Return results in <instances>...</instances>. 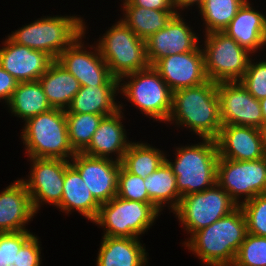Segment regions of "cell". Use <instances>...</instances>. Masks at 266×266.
Returning <instances> with one entry per match:
<instances>
[{
    "instance_id": "obj_1",
    "label": "cell",
    "mask_w": 266,
    "mask_h": 266,
    "mask_svg": "<svg viewBox=\"0 0 266 266\" xmlns=\"http://www.w3.org/2000/svg\"><path fill=\"white\" fill-rule=\"evenodd\" d=\"M186 126L202 139L215 140L222 127L217 83L207 80L173 92L172 110L167 122Z\"/></svg>"
},
{
    "instance_id": "obj_2",
    "label": "cell",
    "mask_w": 266,
    "mask_h": 266,
    "mask_svg": "<svg viewBox=\"0 0 266 266\" xmlns=\"http://www.w3.org/2000/svg\"><path fill=\"white\" fill-rule=\"evenodd\" d=\"M246 234V219L238 206L227 216L190 235L184 245L206 265L224 266L235 261Z\"/></svg>"
},
{
    "instance_id": "obj_3",
    "label": "cell",
    "mask_w": 266,
    "mask_h": 266,
    "mask_svg": "<svg viewBox=\"0 0 266 266\" xmlns=\"http://www.w3.org/2000/svg\"><path fill=\"white\" fill-rule=\"evenodd\" d=\"M202 140V143L176 148L174 162L165 158L176 176L181 197L203 192L217 183L219 155L216 140Z\"/></svg>"
},
{
    "instance_id": "obj_4",
    "label": "cell",
    "mask_w": 266,
    "mask_h": 266,
    "mask_svg": "<svg viewBox=\"0 0 266 266\" xmlns=\"http://www.w3.org/2000/svg\"><path fill=\"white\" fill-rule=\"evenodd\" d=\"M24 125L21 137L29 158L69 161L76 154L69 142L65 110L51 108Z\"/></svg>"
},
{
    "instance_id": "obj_5",
    "label": "cell",
    "mask_w": 266,
    "mask_h": 266,
    "mask_svg": "<svg viewBox=\"0 0 266 266\" xmlns=\"http://www.w3.org/2000/svg\"><path fill=\"white\" fill-rule=\"evenodd\" d=\"M85 22L76 16H53L35 20L8 37L15 43L39 50L57 60L81 35L86 34Z\"/></svg>"
},
{
    "instance_id": "obj_6",
    "label": "cell",
    "mask_w": 266,
    "mask_h": 266,
    "mask_svg": "<svg viewBox=\"0 0 266 266\" xmlns=\"http://www.w3.org/2000/svg\"><path fill=\"white\" fill-rule=\"evenodd\" d=\"M97 46L111 75L118 80L150 66L145 40L140 39L121 19L103 34Z\"/></svg>"
},
{
    "instance_id": "obj_7",
    "label": "cell",
    "mask_w": 266,
    "mask_h": 266,
    "mask_svg": "<svg viewBox=\"0 0 266 266\" xmlns=\"http://www.w3.org/2000/svg\"><path fill=\"white\" fill-rule=\"evenodd\" d=\"M123 78H130V81ZM119 87L123 96L144 115L167 122L172 110L173 92L152 66L123 76L119 79Z\"/></svg>"
},
{
    "instance_id": "obj_8",
    "label": "cell",
    "mask_w": 266,
    "mask_h": 266,
    "mask_svg": "<svg viewBox=\"0 0 266 266\" xmlns=\"http://www.w3.org/2000/svg\"><path fill=\"white\" fill-rule=\"evenodd\" d=\"M151 203L114 197L102 204L93 221L106 231L103 236L139 238L159 215Z\"/></svg>"
},
{
    "instance_id": "obj_9",
    "label": "cell",
    "mask_w": 266,
    "mask_h": 266,
    "mask_svg": "<svg viewBox=\"0 0 266 266\" xmlns=\"http://www.w3.org/2000/svg\"><path fill=\"white\" fill-rule=\"evenodd\" d=\"M204 37L207 79L215 83L240 81L248 68L251 53L225 32L206 33Z\"/></svg>"
},
{
    "instance_id": "obj_10",
    "label": "cell",
    "mask_w": 266,
    "mask_h": 266,
    "mask_svg": "<svg viewBox=\"0 0 266 266\" xmlns=\"http://www.w3.org/2000/svg\"><path fill=\"white\" fill-rule=\"evenodd\" d=\"M238 205L217 183L203 192L181 197L173 214L191 235L234 211Z\"/></svg>"
},
{
    "instance_id": "obj_11",
    "label": "cell",
    "mask_w": 266,
    "mask_h": 266,
    "mask_svg": "<svg viewBox=\"0 0 266 266\" xmlns=\"http://www.w3.org/2000/svg\"><path fill=\"white\" fill-rule=\"evenodd\" d=\"M217 184L238 206L257 195L266 193V157L255 161L219 158ZM241 196L245 198L239 202Z\"/></svg>"
},
{
    "instance_id": "obj_12",
    "label": "cell",
    "mask_w": 266,
    "mask_h": 266,
    "mask_svg": "<svg viewBox=\"0 0 266 266\" xmlns=\"http://www.w3.org/2000/svg\"><path fill=\"white\" fill-rule=\"evenodd\" d=\"M81 35L71 46L67 47L57 58L80 83V86L119 85V80L110 73L108 65L102 58L97 44L94 51H87Z\"/></svg>"
},
{
    "instance_id": "obj_13",
    "label": "cell",
    "mask_w": 266,
    "mask_h": 266,
    "mask_svg": "<svg viewBox=\"0 0 266 266\" xmlns=\"http://www.w3.org/2000/svg\"><path fill=\"white\" fill-rule=\"evenodd\" d=\"M30 176L22 179L30 194L35 212L42 202L58 206L61 203L65 169L70 161L58 158H30Z\"/></svg>"
},
{
    "instance_id": "obj_14",
    "label": "cell",
    "mask_w": 266,
    "mask_h": 266,
    "mask_svg": "<svg viewBox=\"0 0 266 266\" xmlns=\"http://www.w3.org/2000/svg\"><path fill=\"white\" fill-rule=\"evenodd\" d=\"M223 125H243L261 129L264 118L260 101L240 81L217 83Z\"/></svg>"
},
{
    "instance_id": "obj_15",
    "label": "cell",
    "mask_w": 266,
    "mask_h": 266,
    "mask_svg": "<svg viewBox=\"0 0 266 266\" xmlns=\"http://www.w3.org/2000/svg\"><path fill=\"white\" fill-rule=\"evenodd\" d=\"M70 164L79 172L100 205L117 196L120 162L113 158L92 157L83 152H76Z\"/></svg>"
},
{
    "instance_id": "obj_16",
    "label": "cell",
    "mask_w": 266,
    "mask_h": 266,
    "mask_svg": "<svg viewBox=\"0 0 266 266\" xmlns=\"http://www.w3.org/2000/svg\"><path fill=\"white\" fill-rule=\"evenodd\" d=\"M152 67L159 73L172 92L206 82L204 53L199 47L191 52L168 55Z\"/></svg>"
},
{
    "instance_id": "obj_17",
    "label": "cell",
    "mask_w": 266,
    "mask_h": 266,
    "mask_svg": "<svg viewBox=\"0 0 266 266\" xmlns=\"http://www.w3.org/2000/svg\"><path fill=\"white\" fill-rule=\"evenodd\" d=\"M215 140L219 158L255 161L265 157L263 135L259 128L222 125Z\"/></svg>"
},
{
    "instance_id": "obj_18",
    "label": "cell",
    "mask_w": 266,
    "mask_h": 266,
    "mask_svg": "<svg viewBox=\"0 0 266 266\" xmlns=\"http://www.w3.org/2000/svg\"><path fill=\"white\" fill-rule=\"evenodd\" d=\"M186 24L180 13H177L165 28L145 40L150 66L162 57L191 52L200 46L196 33Z\"/></svg>"
},
{
    "instance_id": "obj_19",
    "label": "cell",
    "mask_w": 266,
    "mask_h": 266,
    "mask_svg": "<svg viewBox=\"0 0 266 266\" xmlns=\"http://www.w3.org/2000/svg\"><path fill=\"white\" fill-rule=\"evenodd\" d=\"M0 48V66L19 83L37 81L54 59L45 52L13 42L9 37Z\"/></svg>"
},
{
    "instance_id": "obj_20",
    "label": "cell",
    "mask_w": 266,
    "mask_h": 266,
    "mask_svg": "<svg viewBox=\"0 0 266 266\" xmlns=\"http://www.w3.org/2000/svg\"><path fill=\"white\" fill-rule=\"evenodd\" d=\"M36 214L23 180H17L0 192V233L25 231Z\"/></svg>"
},
{
    "instance_id": "obj_21",
    "label": "cell",
    "mask_w": 266,
    "mask_h": 266,
    "mask_svg": "<svg viewBox=\"0 0 266 266\" xmlns=\"http://www.w3.org/2000/svg\"><path fill=\"white\" fill-rule=\"evenodd\" d=\"M116 113L105 116L95 133L92 136L90 144L82 151L84 154L92 157L112 158L110 153H116L115 160L122 161L125 152L128 150L130 141L127 142V136L124 126L121 122L122 105Z\"/></svg>"
},
{
    "instance_id": "obj_22",
    "label": "cell",
    "mask_w": 266,
    "mask_h": 266,
    "mask_svg": "<svg viewBox=\"0 0 266 266\" xmlns=\"http://www.w3.org/2000/svg\"><path fill=\"white\" fill-rule=\"evenodd\" d=\"M250 5L246 0L223 32L252 54L263 46L266 16Z\"/></svg>"
},
{
    "instance_id": "obj_23",
    "label": "cell",
    "mask_w": 266,
    "mask_h": 266,
    "mask_svg": "<svg viewBox=\"0 0 266 266\" xmlns=\"http://www.w3.org/2000/svg\"><path fill=\"white\" fill-rule=\"evenodd\" d=\"M97 266H145L146 249L139 238L102 236Z\"/></svg>"
},
{
    "instance_id": "obj_24",
    "label": "cell",
    "mask_w": 266,
    "mask_h": 266,
    "mask_svg": "<svg viewBox=\"0 0 266 266\" xmlns=\"http://www.w3.org/2000/svg\"><path fill=\"white\" fill-rule=\"evenodd\" d=\"M100 206L84 183L79 172L69 164L65 169L61 203L57 208L66 213L72 212V209L76 210L93 222L97 217Z\"/></svg>"
},
{
    "instance_id": "obj_25",
    "label": "cell",
    "mask_w": 266,
    "mask_h": 266,
    "mask_svg": "<svg viewBox=\"0 0 266 266\" xmlns=\"http://www.w3.org/2000/svg\"><path fill=\"white\" fill-rule=\"evenodd\" d=\"M47 101L52 108L66 110L80 90L79 81L57 60L39 78Z\"/></svg>"
},
{
    "instance_id": "obj_26",
    "label": "cell",
    "mask_w": 266,
    "mask_h": 266,
    "mask_svg": "<svg viewBox=\"0 0 266 266\" xmlns=\"http://www.w3.org/2000/svg\"><path fill=\"white\" fill-rule=\"evenodd\" d=\"M119 85L81 86L65 112L109 116L120 110L115 102Z\"/></svg>"
},
{
    "instance_id": "obj_27",
    "label": "cell",
    "mask_w": 266,
    "mask_h": 266,
    "mask_svg": "<svg viewBox=\"0 0 266 266\" xmlns=\"http://www.w3.org/2000/svg\"><path fill=\"white\" fill-rule=\"evenodd\" d=\"M144 185L151 203L160 212L165 204L174 212L180 204L181 195L177 190L176 176L164 161L159 168L144 179Z\"/></svg>"
},
{
    "instance_id": "obj_28",
    "label": "cell",
    "mask_w": 266,
    "mask_h": 266,
    "mask_svg": "<svg viewBox=\"0 0 266 266\" xmlns=\"http://www.w3.org/2000/svg\"><path fill=\"white\" fill-rule=\"evenodd\" d=\"M7 105L14 116L25 122L52 108L39 80L18 83Z\"/></svg>"
},
{
    "instance_id": "obj_29",
    "label": "cell",
    "mask_w": 266,
    "mask_h": 266,
    "mask_svg": "<svg viewBox=\"0 0 266 266\" xmlns=\"http://www.w3.org/2000/svg\"><path fill=\"white\" fill-rule=\"evenodd\" d=\"M123 12L125 16L121 20L143 40L165 28L178 13L176 10H156L140 6H123Z\"/></svg>"
},
{
    "instance_id": "obj_30",
    "label": "cell",
    "mask_w": 266,
    "mask_h": 266,
    "mask_svg": "<svg viewBox=\"0 0 266 266\" xmlns=\"http://www.w3.org/2000/svg\"><path fill=\"white\" fill-rule=\"evenodd\" d=\"M166 157L163 151L150 144L131 142L120 163L128 172L145 179L159 168Z\"/></svg>"
},
{
    "instance_id": "obj_31",
    "label": "cell",
    "mask_w": 266,
    "mask_h": 266,
    "mask_svg": "<svg viewBox=\"0 0 266 266\" xmlns=\"http://www.w3.org/2000/svg\"><path fill=\"white\" fill-rule=\"evenodd\" d=\"M246 0H204L199 8L205 26V34L223 32Z\"/></svg>"
},
{
    "instance_id": "obj_32",
    "label": "cell",
    "mask_w": 266,
    "mask_h": 266,
    "mask_svg": "<svg viewBox=\"0 0 266 266\" xmlns=\"http://www.w3.org/2000/svg\"><path fill=\"white\" fill-rule=\"evenodd\" d=\"M69 142L75 152H82L105 117L99 114L65 112Z\"/></svg>"
},
{
    "instance_id": "obj_33",
    "label": "cell",
    "mask_w": 266,
    "mask_h": 266,
    "mask_svg": "<svg viewBox=\"0 0 266 266\" xmlns=\"http://www.w3.org/2000/svg\"><path fill=\"white\" fill-rule=\"evenodd\" d=\"M247 226V233L266 237V193L241 203Z\"/></svg>"
},
{
    "instance_id": "obj_34",
    "label": "cell",
    "mask_w": 266,
    "mask_h": 266,
    "mask_svg": "<svg viewBox=\"0 0 266 266\" xmlns=\"http://www.w3.org/2000/svg\"><path fill=\"white\" fill-rule=\"evenodd\" d=\"M235 262L240 266H266V237L247 233Z\"/></svg>"
},
{
    "instance_id": "obj_35",
    "label": "cell",
    "mask_w": 266,
    "mask_h": 266,
    "mask_svg": "<svg viewBox=\"0 0 266 266\" xmlns=\"http://www.w3.org/2000/svg\"><path fill=\"white\" fill-rule=\"evenodd\" d=\"M117 196L126 200L149 203L144 179L128 172L122 165L118 174Z\"/></svg>"
},
{
    "instance_id": "obj_36",
    "label": "cell",
    "mask_w": 266,
    "mask_h": 266,
    "mask_svg": "<svg viewBox=\"0 0 266 266\" xmlns=\"http://www.w3.org/2000/svg\"><path fill=\"white\" fill-rule=\"evenodd\" d=\"M241 84L259 101L266 98V61L252 63L250 59Z\"/></svg>"
},
{
    "instance_id": "obj_37",
    "label": "cell",
    "mask_w": 266,
    "mask_h": 266,
    "mask_svg": "<svg viewBox=\"0 0 266 266\" xmlns=\"http://www.w3.org/2000/svg\"><path fill=\"white\" fill-rule=\"evenodd\" d=\"M32 235L30 230L0 233V266H11L15 255Z\"/></svg>"
},
{
    "instance_id": "obj_38",
    "label": "cell",
    "mask_w": 266,
    "mask_h": 266,
    "mask_svg": "<svg viewBox=\"0 0 266 266\" xmlns=\"http://www.w3.org/2000/svg\"><path fill=\"white\" fill-rule=\"evenodd\" d=\"M38 240L37 236L32 235L15 255L11 266H40L41 247Z\"/></svg>"
},
{
    "instance_id": "obj_39",
    "label": "cell",
    "mask_w": 266,
    "mask_h": 266,
    "mask_svg": "<svg viewBox=\"0 0 266 266\" xmlns=\"http://www.w3.org/2000/svg\"><path fill=\"white\" fill-rule=\"evenodd\" d=\"M18 83L13 76L0 66V100L4 99L8 103Z\"/></svg>"
},
{
    "instance_id": "obj_40",
    "label": "cell",
    "mask_w": 266,
    "mask_h": 266,
    "mask_svg": "<svg viewBox=\"0 0 266 266\" xmlns=\"http://www.w3.org/2000/svg\"><path fill=\"white\" fill-rule=\"evenodd\" d=\"M123 6H140L147 9L174 10L172 0H123Z\"/></svg>"
},
{
    "instance_id": "obj_41",
    "label": "cell",
    "mask_w": 266,
    "mask_h": 266,
    "mask_svg": "<svg viewBox=\"0 0 266 266\" xmlns=\"http://www.w3.org/2000/svg\"><path fill=\"white\" fill-rule=\"evenodd\" d=\"M175 10L177 9H185L188 8V6H193V4L198 5L197 7L200 8L204 0H172ZM178 7V8H177Z\"/></svg>"
},
{
    "instance_id": "obj_42",
    "label": "cell",
    "mask_w": 266,
    "mask_h": 266,
    "mask_svg": "<svg viewBox=\"0 0 266 266\" xmlns=\"http://www.w3.org/2000/svg\"><path fill=\"white\" fill-rule=\"evenodd\" d=\"M260 105H261L262 115L264 118V123H266V98L260 100Z\"/></svg>"
},
{
    "instance_id": "obj_43",
    "label": "cell",
    "mask_w": 266,
    "mask_h": 266,
    "mask_svg": "<svg viewBox=\"0 0 266 266\" xmlns=\"http://www.w3.org/2000/svg\"><path fill=\"white\" fill-rule=\"evenodd\" d=\"M262 135H263V144H264V151H265V157H266V123L261 128Z\"/></svg>"
},
{
    "instance_id": "obj_44",
    "label": "cell",
    "mask_w": 266,
    "mask_h": 266,
    "mask_svg": "<svg viewBox=\"0 0 266 266\" xmlns=\"http://www.w3.org/2000/svg\"><path fill=\"white\" fill-rule=\"evenodd\" d=\"M266 45V19H265V32H264V38H263V46Z\"/></svg>"
},
{
    "instance_id": "obj_45",
    "label": "cell",
    "mask_w": 266,
    "mask_h": 266,
    "mask_svg": "<svg viewBox=\"0 0 266 266\" xmlns=\"http://www.w3.org/2000/svg\"><path fill=\"white\" fill-rule=\"evenodd\" d=\"M224 266H240L239 264H237L235 261L229 263V264H226Z\"/></svg>"
}]
</instances>
